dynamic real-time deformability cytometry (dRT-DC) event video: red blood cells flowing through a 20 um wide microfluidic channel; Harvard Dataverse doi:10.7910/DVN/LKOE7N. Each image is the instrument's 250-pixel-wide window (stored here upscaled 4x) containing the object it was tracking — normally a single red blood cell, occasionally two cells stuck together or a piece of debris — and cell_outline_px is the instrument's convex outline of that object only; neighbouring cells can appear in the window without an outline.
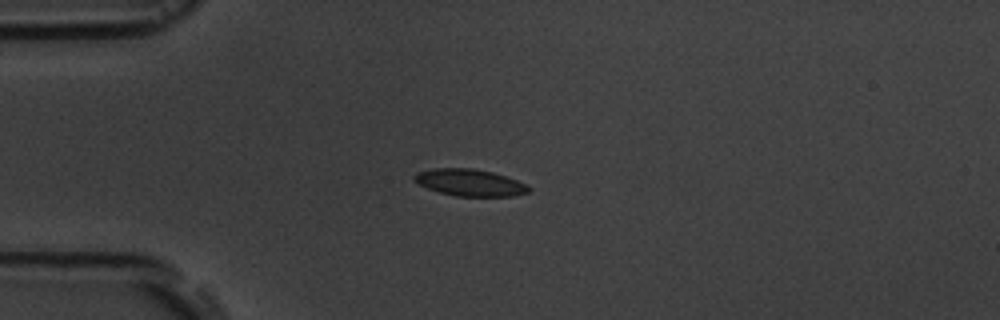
{"species": "common noctule bat (a hibernating species)", "species_latin": "Nyctalus noctula", "temperature_condition": "room temperature", "stored_images_in_passage": 5, "camera_frame_rate_fps": 3000, "um_per_image_px": 0.085, "animal": {"sex": "male", "body_mass_g": 19.5, "forearm_length_mm": 54.6}, "frame": {"image": 1, "passage_image": 3, "time_ms": 3.333, "image_size_px": [1000, 320], "cell_outline_px": [[532, 188], [528, 192], [512, 196], [456, 196], [440, 192], [428, 188], [412, 180], [412, 176], [416, 172], [432, 168], [472, 168], [492, 172], [528, 184]], "centroid_in_image_um": [39.92, 15.51], "position_along_channel_um": 45.1, "area_um2": 17.92}}
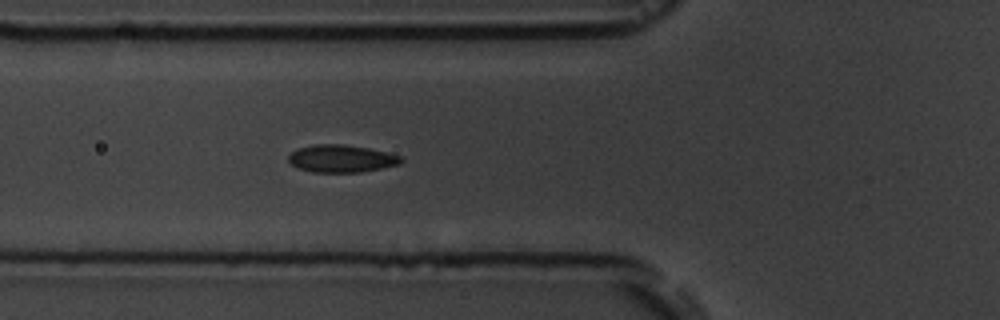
{"frame": {"image": 2, "passage_image": 5, "time_ms": 5.333, "image_size_px": [1000, 320], "cell_outline_px": [[404, 160], [400, 164], [360, 172], [312, 172], [300, 168], [292, 164], [288, 160], [288, 156], [296, 148], [312, 144], [344, 144], [368, 148], [388, 152], [400, 156]], "centroid_in_image_um": [29.01, 13.47], "position_along_channel_um": 96.8, "area_um2": 18.03}}